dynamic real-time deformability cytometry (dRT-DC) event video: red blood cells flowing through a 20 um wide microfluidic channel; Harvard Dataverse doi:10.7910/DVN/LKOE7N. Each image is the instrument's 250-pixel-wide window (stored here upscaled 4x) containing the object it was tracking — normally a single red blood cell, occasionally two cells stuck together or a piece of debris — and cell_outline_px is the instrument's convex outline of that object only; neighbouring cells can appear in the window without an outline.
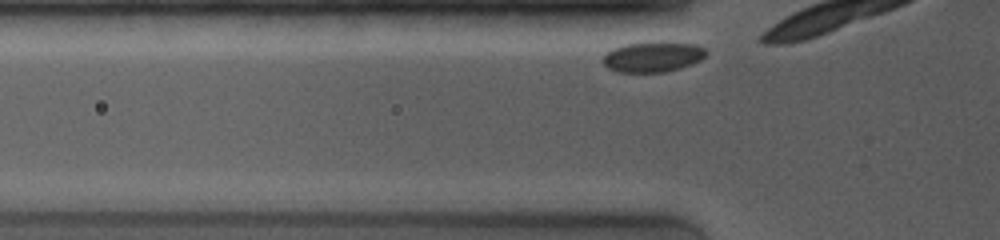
{"species": "common noctule bat (a hibernating species)", "species_latin": "Nyctalus noctula", "temperature_condition": "room temperature", "stored_images_in_passage": 6, "camera_frame_rate_fps": 4000, "um_per_image_px": 0.085, "animal": {"sex": "female", "body_mass_g": 19.0, "forearm_length_mm": 53.3}, "frame": {"image": 1, "passage_image": 2, "time_ms": 0.25, "image_size_px": [1000, 240], "cell_outline_px": [[708, 52], [700, 60], [692, 64], [668, 72], [616, 72], [608, 68], [600, 60], [612, 48], [624, 44], [696, 44], [704, 48]], "centroid_in_image_um": [55.45, 4.87], "position_along_channel_um": 70.3, "area_um2": 17.74}}